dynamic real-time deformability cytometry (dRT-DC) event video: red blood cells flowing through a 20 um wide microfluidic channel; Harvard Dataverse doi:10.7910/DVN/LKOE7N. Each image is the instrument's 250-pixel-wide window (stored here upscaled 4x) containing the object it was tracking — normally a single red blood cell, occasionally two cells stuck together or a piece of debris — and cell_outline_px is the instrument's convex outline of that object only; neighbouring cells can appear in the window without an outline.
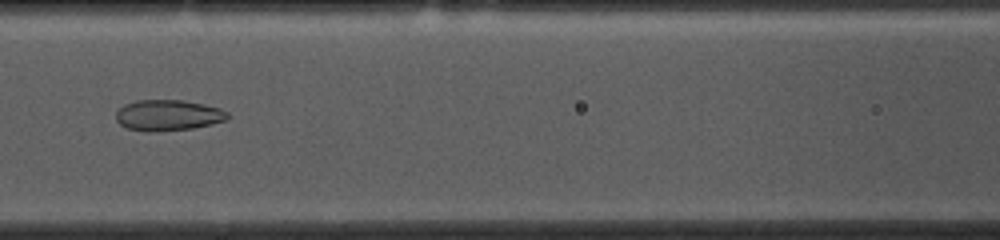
{"species": "common noctule bat (a hibernating species)", "species_latin": "Nyctalus noctula", "temperature_condition": "cold", "stored_images_in_passage": 53, "camera_frame_rate_fps": 3000, "um_per_image_px": 0.085, "animal": {"sex": "female", "body_mass_g": 10.0, "forearm_length_mm": 53.1}, "frame": {"image": 1, "passage_image": 22, "time_ms": 7.0, "image_size_px": [1000, 240], "cell_outline_px": [[228, 120], [212, 124], [192, 128], [156, 132], [144, 132], [128, 128], [120, 124], [116, 120], [116, 112], [124, 104], [140, 100], [184, 100], [204, 104], [220, 108], [228, 112]], "centroid_in_image_um": [14.29, 9.8], "position_along_channel_um": 152.3, "area_um2": 20.23}}
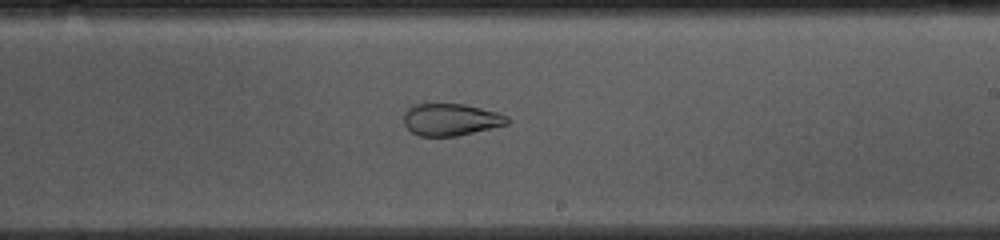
{"frame": {"image": 2, "passage_image": 30, "time_ms": 9.667, "image_size_px": [1000, 240], "cell_outline_px": [[512, 120], [508, 124], [456, 136], [420, 136], [412, 132], [404, 124], [404, 112], [412, 104], [464, 104], [496, 112], [508, 116]], "centroid_in_image_um": [38.32, 10.16], "position_along_channel_um": 250.7, "area_um2": 19.31}}
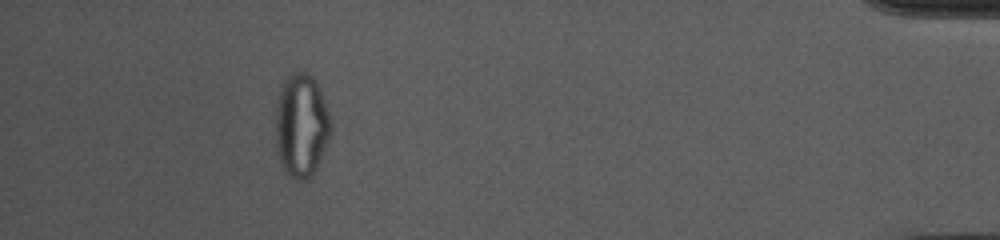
{"frame": {"image": 3, "passage_image": 48, "time_ms": 15.667, "image_size_px": [1000, 240], "cell_outline_px": [[332, 132], [320, 160], [316, 168], [304, 180], [300, 180], [292, 176], [284, 168], [280, 160], [276, 148], [276, 108], [280, 92], [288, 76], [296, 72], [308, 72], [316, 80], [332, 120]], "centroid_in_image_um": [25.65, 10.63], "position_along_channel_um": 409.6, "area_um2": 32.89}, "authors_computed_cell_mechanics": {"area_um2": 26.5302, "velocity_mm_per_s": 3.6949, "shape_relaxation_time_tau1_ms": null, "shape_relaxation_time_tau2_ms": 1.7597, "deformation_change_tau1": null, "deformation_change_tau2": 0.0534}}